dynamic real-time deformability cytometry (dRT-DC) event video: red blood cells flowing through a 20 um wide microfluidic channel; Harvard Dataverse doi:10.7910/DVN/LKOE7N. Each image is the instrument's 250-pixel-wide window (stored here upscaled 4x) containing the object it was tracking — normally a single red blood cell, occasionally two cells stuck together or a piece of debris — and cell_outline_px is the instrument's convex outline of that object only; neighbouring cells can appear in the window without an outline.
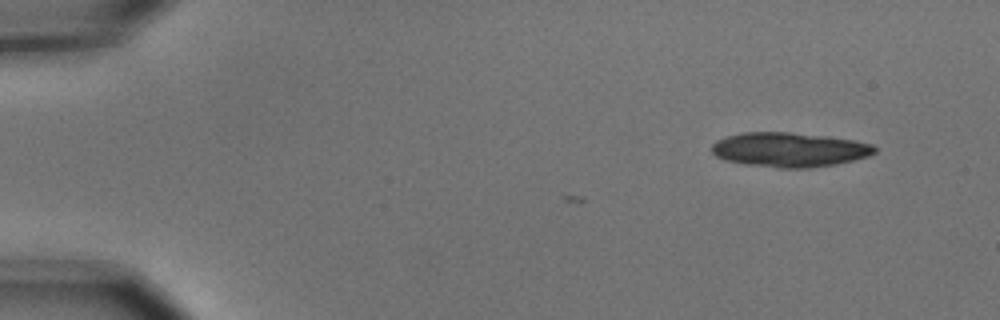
{"species": "common noctule bat (a hibernating species)", "species_latin": "Nyctalus noctula", "temperature_condition": "cold", "stored_images_in_passage": 3, "camera_frame_rate_fps": 3000, "um_per_image_px": 0.085, "animal": {"sex": "male", "body_mass_g": 15.6}, "frame": {"image": 1, "passage_image": 3, "time_ms": 0.667, "image_size_px": [1000, 320], "cell_outline_px": [[876, 152], [868, 156], [836, 164], [808, 168], [780, 168], [744, 164], [724, 160], [716, 156], [712, 152], [712, 144], [716, 140], [740, 132], [788, 132], [824, 136], [852, 140], [872, 144], [876, 148]], "centroid_in_image_um": [67.06, 12.72], "position_along_channel_um": 17.9, "area_um2": 32.66}}